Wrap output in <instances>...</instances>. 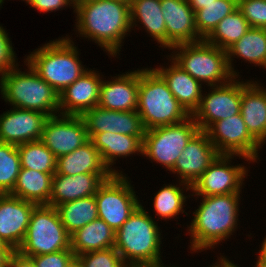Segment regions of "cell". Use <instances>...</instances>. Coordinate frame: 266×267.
Returning a JSON list of instances; mask_svg holds the SVG:
<instances>
[{
	"mask_svg": "<svg viewBox=\"0 0 266 267\" xmlns=\"http://www.w3.org/2000/svg\"><path fill=\"white\" fill-rule=\"evenodd\" d=\"M74 9L79 33L95 40L114 57L121 48L122 39L133 28L130 22V2L82 0Z\"/></svg>",
	"mask_w": 266,
	"mask_h": 267,
	"instance_id": "cell-1",
	"label": "cell"
},
{
	"mask_svg": "<svg viewBox=\"0 0 266 267\" xmlns=\"http://www.w3.org/2000/svg\"><path fill=\"white\" fill-rule=\"evenodd\" d=\"M239 197L240 193H232L202 198L189 226L192 251L206 250L232 235L237 226Z\"/></svg>",
	"mask_w": 266,
	"mask_h": 267,
	"instance_id": "cell-2",
	"label": "cell"
},
{
	"mask_svg": "<svg viewBox=\"0 0 266 267\" xmlns=\"http://www.w3.org/2000/svg\"><path fill=\"white\" fill-rule=\"evenodd\" d=\"M136 111L140 115L145 130L177 124L190 116L154 68L139 70Z\"/></svg>",
	"mask_w": 266,
	"mask_h": 267,
	"instance_id": "cell-3",
	"label": "cell"
},
{
	"mask_svg": "<svg viewBox=\"0 0 266 267\" xmlns=\"http://www.w3.org/2000/svg\"><path fill=\"white\" fill-rule=\"evenodd\" d=\"M160 235L156 222L140 204L115 232L114 248L128 267L138 263L157 262L161 260Z\"/></svg>",
	"mask_w": 266,
	"mask_h": 267,
	"instance_id": "cell-4",
	"label": "cell"
},
{
	"mask_svg": "<svg viewBox=\"0 0 266 267\" xmlns=\"http://www.w3.org/2000/svg\"><path fill=\"white\" fill-rule=\"evenodd\" d=\"M29 72L10 70L0 78V89L5 101L13 107L54 116L59 111V93L27 64ZM54 112V113H53Z\"/></svg>",
	"mask_w": 266,
	"mask_h": 267,
	"instance_id": "cell-5",
	"label": "cell"
},
{
	"mask_svg": "<svg viewBox=\"0 0 266 267\" xmlns=\"http://www.w3.org/2000/svg\"><path fill=\"white\" fill-rule=\"evenodd\" d=\"M72 41L62 38L45 44L27 56V63L59 94L82 76L84 69Z\"/></svg>",
	"mask_w": 266,
	"mask_h": 267,
	"instance_id": "cell-6",
	"label": "cell"
},
{
	"mask_svg": "<svg viewBox=\"0 0 266 267\" xmlns=\"http://www.w3.org/2000/svg\"><path fill=\"white\" fill-rule=\"evenodd\" d=\"M174 48L180 52L175 54V57L172 55V60L197 81L215 87L219 82L220 85H224L229 82L227 79H233L227 63L226 50L209 44L205 39L175 45L171 49Z\"/></svg>",
	"mask_w": 266,
	"mask_h": 267,
	"instance_id": "cell-7",
	"label": "cell"
},
{
	"mask_svg": "<svg viewBox=\"0 0 266 267\" xmlns=\"http://www.w3.org/2000/svg\"><path fill=\"white\" fill-rule=\"evenodd\" d=\"M69 248L70 235L56 207L37 205L31 214L24 241L17 251L26 257H33Z\"/></svg>",
	"mask_w": 266,
	"mask_h": 267,
	"instance_id": "cell-8",
	"label": "cell"
},
{
	"mask_svg": "<svg viewBox=\"0 0 266 267\" xmlns=\"http://www.w3.org/2000/svg\"><path fill=\"white\" fill-rule=\"evenodd\" d=\"M198 131L199 127L192 115L177 124L145 130L143 155L161 163L170 171Z\"/></svg>",
	"mask_w": 266,
	"mask_h": 267,
	"instance_id": "cell-9",
	"label": "cell"
},
{
	"mask_svg": "<svg viewBox=\"0 0 266 267\" xmlns=\"http://www.w3.org/2000/svg\"><path fill=\"white\" fill-rule=\"evenodd\" d=\"M132 188L127 177L118 173L105 180L95 194L98 218L115 232L140 205Z\"/></svg>",
	"mask_w": 266,
	"mask_h": 267,
	"instance_id": "cell-10",
	"label": "cell"
},
{
	"mask_svg": "<svg viewBox=\"0 0 266 267\" xmlns=\"http://www.w3.org/2000/svg\"><path fill=\"white\" fill-rule=\"evenodd\" d=\"M219 154L256 161L262 145L249 133L241 113L213 123L206 131Z\"/></svg>",
	"mask_w": 266,
	"mask_h": 267,
	"instance_id": "cell-11",
	"label": "cell"
},
{
	"mask_svg": "<svg viewBox=\"0 0 266 267\" xmlns=\"http://www.w3.org/2000/svg\"><path fill=\"white\" fill-rule=\"evenodd\" d=\"M234 79L236 77L224 85L212 86L211 93L202 95L200 106L192 115L200 131H206L213 123L240 113L242 82H235Z\"/></svg>",
	"mask_w": 266,
	"mask_h": 267,
	"instance_id": "cell-12",
	"label": "cell"
},
{
	"mask_svg": "<svg viewBox=\"0 0 266 267\" xmlns=\"http://www.w3.org/2000/svg\"><path fill=\"white\" fill-rule=\"evenodd\" d=\"M88 140L83 117L64 114L46 120L40 139L56 158L73 152Z\"/></svg>",
	"mask_w": 266,
	"mask_h": 267,
	"instance_id": "cell-13",
	"label": "cell"
},
{
	"mask_svg": "<svg viewBox=\"0 0 266 267\" xmlns=\"http://www.w3.org/2000/svg\"><path fill=\"white\" fill-rule=\"evenodd\" d=\"M232 156L234 155L219 154L191 186V190L202 197L240 193L247 171L243 165L230 166L228 163Z\"/></svg>",
	"mask_w": 266,
	"mask_h": 267,
	"instance_id": "cell-14",
	"label": "cell"
},
{
	"mask_svg": "<svg viewBox=\"0 0 266 267\" xmlns=\"http://www.w3.org/2000/svg\"><path fill=\"white\" fill-rule=\"evenodd\" d=\"M218 155L219 153L210 141L208 134L199 130L187 143L171 171L179 173L181 182L184 183L181 185L187 186L186 188L189 190Z\"/></svg>",
	"mask_w": 266,
	"mask_h": 267,
	"instance_id": "cell-15",
	"label": "cell"
},
{
	"mask_svg": "<svg viewBox=\"0 0 266 267\" xmlns=\"http://www.w3.org/2000/svg\"><path fill=\"white\" fill-rule=\"evenodd\" d=\"M48 115L13 107L0 116V142L20 145L41 139Z\"/></svg>",
	"mask_w": 266,
	"mask_h": 267,
	"instance_id": "cell-16",
	"label": "cell"
},
{
	"mask_svg": "<svg viewBox=\"0 0 266 267\" xmlns=\"http://www.w3.org/2000/svg\"><path fill=\"white\" fill-rule=\"evenodd\" d=\"M82 117L89 139L104 132L130 136L145 135V128L137 111H114L97 105L86 111Z\"/></svg>",
	"mask_w": 266,
	"mask_h": 267,
	"instance_id": "cell-17",
	"label": "cell"
},
{
	"mask_svg": "<svg viewBox=\"0 0 266 267\" xmlns=\"http://www.w3.org/2000/svg\"><path fill=\"white\" fill-rule=\"evenodd\" d=\"M37 205L10 194H0V237L18 250L27 233L33 209Z\"/></svg>",
	"mask_w": 266,
	"mask_h": 267,
	"instance_id": "cell-18",
	"label": "cell"
},
{
	"mask_svg": "<svg viewBox=\"0 0 266 267\" xmlns=\"http://www.w3.org/2000/svg\"><path fill=\"white\" fill-rule=\"evenodd\" d=\"M161 12L166 26V48L203 40L198 35L195 11L188 0H161Z\"/></svg>",
	"mask_w": 266,
	"mask_h": 267,
	"instance_id": "cell-19",
	"label": "cell"
},
{
	"mask_svg": "<svg viewBox=\"0 0 266 267\" xmlns=\"http://www.w3.org/2000/svg\"><path fill=\"white\" fill-rule=\"evenodd\" d=\"M102 79L96 71L87 70L59 94L61 115L82 116L98 105ZM65 110V111H64Z\"/></svg>",
	"mask_w": 266,
	"mask_h": 267,
	"instance_id": "cell-20",
	"label": "cell"
},
{
	"mask_svg": "<svg viewBox=\"0 0 266 267\" xmlns=\"http://www.w3.org/2000/svg\"><path fill=\"white\" fill-rule=\"evenodd\" d=\"M112 175L83 173L67 176L55 173L52 179L49 205L57 207L65 202L95 195L99 186Z\"/></svg>",
	"mask_w": 266,
	"mask_h": 267,
	"instance_id": "cell-21",
	"label": "cell"
},
{
	"mask_svg": "<svg viewBox=\"0 0 266 267\" xmlns=\"http://www.w3.org/2000/svg\"><path fill=\"white\" fill-rule=\"evenodd\" d=\"M139 70L113 81L101 82L98 106L114 111H136L138 106Z\"/></svg>",
	"mask_w": 266,
	"mask_h": 267,
	"instance_id": "cell-22",
	"label": "cell"
},
{
	"mask_svg": "<svg viewBox=\"0 0 266 267\" xmlns=\"http://www.w3.org/2000/svg\"><path fill=\"white\" fill-rule=\"evenodd\" d=\"M172 63L169 68L161 67L154 70L164 79L168 88L184 110L189 115H193L201 103V83L174 61Z\"/></svg>",
	"mask_w": 266,
	"mask_h": 267,
	"instance_id": "cell-23",
	"label": "cell"
},
{
	"mask_svg": "<svg viewBox=\"0 0 266 267\" xmlns=\"http://www.w3.org/2000/svg\"><path fill=\"white\" fill-rule=\"evenodd\" d=\"M242 82L240 113L249 133L262 144L266 140V89Z\"/></svg>",
	"mask_w": 266,
	"mask_h": 267,
	"instance_id": "cell-24",
	"label": "cell"
},
{
	"mask_svg": "<svg viewBox=\"0 0 266 267\" xmlns=\"http://www.w3.org/2000/svg\"><path fill=\"white\" fill-rule=\"evenodd\" d=\"M60 175L114 174L104 164L99 151L89 139L73 152L57 158L56 172Z\"/></svg>",
	"mask_w": 266,
	"mask_h": 267,
	"instance_id": "cell-25",
	"label": "cell"
},
{
	"mask_svg": "<svg viewBox=\"0 0 266 267\" xmlns=\"http://www.w3.org/2000/svg\"><path fill=\"white\" fill-rule=\"evenodd\" d=\"M115 247V231L97 218L70 235V248L75 256Z\"/></svg>",
	"mask_w": 266,
	"mask_h": 267,
	"instance_id": "cell-26",
	"label": "cell"
},
{
	"mask_svg": "<svg viewBox=\"0 0 266 267\" xmlns=\"http://www.w3.org/2000/svg\"><path fill=\"white\" fill-rule=\"evenodd\" d=\"M143 138L144 136L104 132L95 134L90 140L99 151L104 164L114 174H118L116 170H112L110 165L113 164L118 156L126 157L136 152L143 154Z\"/></svg>",
	"mask_w": 266,
	"mask_h": 267,
	"instance_id": "cell-27",
	"label": "cell"
},
{
	"mask_svg": "<svg viewBox=\"0 0 266 267\" xmlns=\"http://www.w3.org/2000/svg\"><path fill=\"white\" fill-rule=\"evenodd\" d=\"M53 175L21 168L10 195L36 205H49Z\"/></svg>",
	"mask_w": 266,
	"mask_h": 267,
	"instance_id": "cell-28",
	"label": "cell"
},
{
	"mask_svg": "<svg viewBox=\"0 0 266 267\" xmlns=\"http://www.w3.org/2000/svg\"><path fill=\"white\" fill-rule=\"evenodd\" d=\"M226 52L229 70L236 78H238V74L232 67V56L236 55L250 63L266 67V29L250 27L240 40L232 44Z\"/></svg>",
	"mask_w": 266,
	"mask_h": 267,
	"instance_id": "cell-29",
	"label": "cell"
},
{
	"mask_svg": "<svg viewBox=\"0 0 266 267\" xmlns=\"http://www.w3.org/2000/svg\"><path fill=\"white\" fill-rule=\"evenodd\" d=\"M137 19L166 48V26L161 12V0H130L131 27H134Z\"/></svg>",
	"mask_w": 266,
	"mask_h": 267,
	"instance_id": "cell-30",
	"label": "cell"
},
{
	"mask_svg": "<svg viewBox=\"0 0 266 267\" xmlns=\"http://www.w3.org/2000/svg\"><path fill=\"white\" fill-rule=\"evenodd\" d=\"M56 209L69 235L98 218L95 195L65 202Z\"/></svg>",
	"mask_w": 266,
	"mask_h": 267,
	"instance_id": "cell-31",
	"label": "cell"
},
{
	"mask_svg": "<svg viewBox=\"0 0 266 267\" xmlns=\"http://www.w3.org/2000/svg\"><path fill=\"white\" fill-rule=\"evenodd\" d=\"M250 29L248 21L242 12L236 8L230 15L225 16L205 39L209 44L227 50Z\"/></svg>",
	"mask_w": 266,
	"mask_h": 267,
	"instance_id": "cell-32",
	"label": "cell"
},
{
	"mask_svg": "<svg viewBox=\"0 0 266 267\" xmlns=\"http://www.w3.org/2000/svg\"><path fill=\"white\" fill-rule=\"evenodd\" d=\"M17 149L21 168L55 174L57 158L40 140L17 145Z\"/></svg>",
	"mask_w": 266,
	"mask_h": 267,
	"instance_id": "cell-33",
	"label": "cell"
},
{
	"mask_svg": "<svg viewBox=\"0 0 266 267\" xmlns=\"http://www.w3.org/2000/svg\"><path fill=\"white\" fill-rule=\"evenodd\" d=\"M238 6V0H215L195 11V26L198 35L206 39L218 23L230 15Z\"/></svg>",
	"mask_w": 266,
	"mask_h": 267,
	"instance_id": "cell-34",
	"label": "cell"
},
{
	"mask_svg": "<svg viewBox=\"0 0 266 267\" xmlns=\"http://www.w3.org/2000/svg\"><path fill=\"white\" fill-rule=\"evenodd\" d=\"M21 170L16 145L0 142V194H10Z\"/></svg>",
	"mask_w": 266,
	"mask_h": 267,
	"instance_id": "cell-35",
	"label": "cell"
},
{
	"mask_svg": "<svg viewBox=\"0 0 266 267\" xmlns=\"http://www.w3.org/2000/svg\"><path fill=\"white\" fill-rule=\"evenodd\" d=\"M183 188L175 185H168L158 191L154 199V208L161 218L170 219L178 215L182 210L186 196L182 192Z\"/></svg>",
	"mask_w": 266,
	"mask_h": 267,
	"instance_id": "cell-36",
	"label": "cell"
},
{
	"mask_svg": "<svg viewBox=\"0 0 266 267\" xmlns=\"http://www.w3.org/2000/svg\"><path fill=\"white\" fill-rule=\"evenodd\" d=\"M78 257L85 267H128L114 247L87 252Z\"/></svg>",
	"mask_w": 266,
	"mask_h": 267,
	"instance_id": "cell-37",
	"label": "cell"
},
{
	"mask_svg": "<svg viewBox=\"0 0 266 267\" xmlns=\"http://www.w3.org/2000/svg\"><path fill=\"white\" fill-rule=\"evenodd\" d=\"M237 8L250 27L266 29V0H238Z\"/></svg>",
	"mask_w": 266,
	"mask_h": 267,
	"instance_id": "cell-38",
	"label": "cell"
},
{
	"mask_svg": "<svg viewBox=\"0 0 266 267\" xmlns=\"http://www.w3.org/2000/svg\"><path fill=\"white\" fill-rule=\"evenodd\" d=\"M75 256L71 248L55 253L36 255L31 257L37 267H66Z\"/></svg>",
	"mask_w": 266,
	"mask_h": 267,
	"instance_id": "cell-39",
	"label": "cell"
},
{
	"mask_svg": "<svg viewBox=\"0 0 266 267\" xmlns=\"http://www.w3.org/2000/svg\"><path fill=\"white\" fill-rule=\"evenodd\" d=\"M8 33L0 26V76L13 70L15 66V54Z\"/></svg>",
	"mask_w": 266,
	"mask_h": 267,
	"instance_id": "cell-40",
	"label": "cell"
},
{
	"mask_svg": "<svg viewBox=\"0 0 266 267\" xmlns=\"http://www.w3.org/2000/svg\"><path fill=\"white\" fill-rule=\"evenodd\" d=\"M26 2L41 12L59 10L63 6L73 4L70 0H26Z\"/></svg>",
	"mask_w": 266,
	"mask_h": 267,
	"instance_id": "cell-41",
	"label": "cell"
},
{
	"mask_svg": "<svg viewBox=\"0 0 266 267\" xmlns=\"http://www.w3.org/2000/svg\"><path fill=\"white\" fill-rule=\"evenodd\" d=\"M8 267H37L31 257H26L20 254L17 250L14 251L8 262Z\"/></svg>",
	"mask_w": 266,
	"mask_h": 267,
	"instance_id": "cell-42",
	"label": "cell"
},
{
	"mask_svg": "<svg viewBox=\"0 0 266 267\" xmlns=\"http://www.w3.org/2000/svg\"><path fill=\"white\" fill-rule=\"evenodd\" d=\"M261 251V252H260ZM259 251L258 261L256 263L257 267H266V238L261 246V250Z\"/></svg>",
	"mask_w": 266,
	"mask_h": 267,
	"instance_id": "cell-43",
	"label": "cell"
},
{
	"mask_svg": "<svg viewBox=\"0 0 266 267\" xmlns=\"http://www.w3.org/2000/svg\"><path fill=\"white\" fill-rule=\"evenodd\" d=\"M188 1H189L191 8L194 11H196V10L204 8V5H208L214 2L215 0H188Z\"/></svg>",
	"mask_w": 266,
	"mask_h": 267,
	"instance_id": "cell-44",
	"label": "cell"
},
{
	"mask_svg": "<svg viewBox=\"0 0 266 267\" xmlns=\"http://www.w3.org/2000/svg\"><path fill=\"white\" fill-rule=\"evenodd\" d=\"M14 250H0V267H8V262Z\"/></svg>",
	"mask_w": 266,
	"mask_h": 267,
	"instance_id": "cell-45",
	"label": "cell"
},
{
	"mask_svg": "<svg viewBox=\"0 0 266 267\" xmlns=\"http://www.w3.org/2000/svg\"><path fill=\"white\" fill-rule=\"evenodd\" d=\"M66 267H85V265L78 256H74Z\"/></svg>",
	"mask_w": 266,
	"mask_h": 267,
	"instance_id": "cell-46",
	"label": "cell"
},
{
	"mask_svg": "<svg viewBox=\"0 0 266 267\" xmlns=\"http://www.w3.org/2000/svg\"><path fill=\"white\" fill-rule=\"evenodd\" d=\"M161 260L157 262H148V263H138L135 265H132L130 267H165L163 264H161Z\"/></svg>",
	"mask_w": 266,
	"mask_h": 267,
	"instance_id": "cell-47",
	"label": "cell"
},
{
	"mask_svg": "<svg viewBox=\"0 0 266 267\" xmlns=\"http://www.w3.org/2000/svg\"><path fill=\"white\" fill-rule=\"evenodd\" d=\"M220 267H238L237 265H235L234 263H231L229 260H227L226 258H220ZM257 267V266H256Z\"/></svg>",
	"mask_w": 266,
	"mask_h": 267,
	"instance_id": "cell-48",
	"label": "cell"
},
{
	"mask_svg": "<svg viewBox=\"0 0 266 267\" xmlns=\"http://www.w3.org/2000/svg\"><path fill=\"white\" fill-rule=\"evenodd\" d=\"M0 250H13L6 241L0 237Z\"/></svg>",
	"mask_w": 266,
	"mask_h": 267,
	"instance_id": "cell-49",
	"label": "cell"
},
{
	"mask_svg": "<svg viewBox=\"0 0 266 267\" xmlns=\"http://www.w3.org/2000/svg\"><path fill=\"white\" fill-rule=\"evenodd\" d=\"M72 3H73V7L77 4V3H79V2H81L82 0H70Z\"/></svg>",
	"mask_w": 266,
	"mask_h": 267,
	"instance_id": "cell-50",
	"label": "cell"
},
{
	"mask_svg": "<svg viewBox=\"0 0 266 267\" xmlns=\"http://www.w3.org/2000/svg\"><path fill=\"white\" fill-rule=\"evenodd\" d=\"M211 267V266H210ZM212 267H220V261L219 264L216 263V265L212 266Z\"/></svg>",
	"mask_w": 266,
	"mask_h": 267,
	"instance_id": "cell-51",
	"label": "cell"
}]
</instances>
